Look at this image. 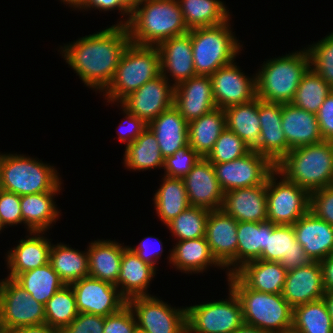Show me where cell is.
Here are the masks:
<instances>
[{"instance_id":"obj_1","label":"cell","mask_w":333,"mask_h":333,"mask_svg":"<svg viewBox=\"0 0 333 333\" xmlns=\"http://www.w3.org/2000/svg\"><path fill=\"white\" fill-rule=\"evenodd\" d=\"M131 43L126 25H112L60 46L62 57L89 89L103 92Z\"/></svg>"},{"instance_id":"obj_34","label":"cell","mask_w":333,"mask_h":333,"mask_svg":"<svg viewBox=\"0 0 333 333\" xmlns=\"http://www.w3.org/2000/svg\"><path fill=\"white\" fill-rule=\"evenodd\" d=\"M226 128L241 138L250 151L260 146V121L258 116V97L224 109Z\"/></svg>"},{"instance_id":"obj_47","label":"cell","mask_w":333,"mask_h":333,"mask_svg":"<svg viewBox=\"0 0 333 333\" xmlns=\"http://www.w3.org/2000/svg\"><path fill=\"white\" fill-rule=\"evenodd\" d=\"M250 149L244 141L227 128L219 135L206 159L212 163L230 162L245 156Z\"/></svg>"},{"instance_id":"obj_13","label":"cell","mask_w":333,"mask_h":333,"mask_svg":"<svg viewBox=\"0 0 333 333\" xmlns=\"http://www.w3.org/2000/svg\"><path fill=\"white\" fill-rule=\"evenodd\" d=\"M215 176L223 192L263 184L275 165L264 155L250 151L245 156L213 164Z\"/></svg>"},{"instance_id":"obj_46","label":"cell","mask_w":333,"mask_h":333,"mask_svg":"<svg viewBox=\"0 0 333 333\" xmlns=\"http://www.w3.org/2000/svg\"><path fill=\"white\" fill-rule=\"evenodd\" d=\"M307 50L310 67L333 88V31Z\"/></svg>"},{"instance_id":"obj_15","label":"cell","mask_w":333,"mask_h":333,"mask_svg":"<svg viewBox=\"0 0 333 333\" xmlns=\"http://www.w3.org/2000/svg\"><path fill=\"white\" fill-rule=\"evenodd\" d=\"M175 87L162 74L123 98L119 105L147 125L174 105Z\"/></svg>"},{"instance_id":"obj_48","label":"cell","mask_w":333,"mask_h":333,"mask_svg":"<svg viewBox=\"0 0 333 333\" xmlns=\"http://www.w3.org/2000/svg\"><path fill=\"white\" fill-rule=\"evenodd\" d=\"M200 159L201 156L188 144L164 159L163 176L183 179Z\"/></svg>"},{"instance_id":"obj_39","label":"cell","mask_w":333,"mask_h":333,"mask_svg":"<svg viewBox=\"0 0 333 333\" xmlns=\"http://www.w3.org/2000/svg\"><path fill=\"white\" fill-rule=\"evenodd\" d=\"M276 224L265 222H238L237 270L245 263L258 260L267 246V232Z\"/></svg>"},{"instance_id":"obj_53","label":"cell","mask_w":333,"mask_h":333,"mask_svg":"<svg viewBox=\"0 0 333 333\" xmlns=\"http://www.w3.org/2000/svg\"><path fill=\"white\" fill-rule=\"evenodd\" d=\"M120 109H122L123 115L125 114V121L119 125L121 128L117 127L119 136L118 139L127 146L129 143L135 141V139L148 127V125L134 114L128 112L122 106Z\"/></svg>"},{"instance_id":"obj_41","label":"cell","mask_w":333,"mask_h":333,"mask_svg":"<svg viewBox=\"0 0 333 333\" xmlns=\"http://www.w3.org/2000/svg\"><path fill=\"white\" fill-rule=\"evenodd\" d=\"M14 280L43 305L65 285L50 263L20 273Z\"/></svg>"},{"instance_id":"obj_40","label":"cell","mask_w":333,"mask_h":333,"mask_svg":"<svg viewBox=\"0 0 333 333\" xmlns=\"http://www.w3.org/2000/svg\"><path fill=\"white\" fill-rule=\"evenodd\" d=\"M185 25L189 30L226 22L230 12L220 0H178Z\"/></svg>"},{"instance_id":"obj_9","label":"cell","mask_w":333,"mask_h":333,"mask_svg":"<svg viewBox=\"0 0 333 333\" xmlns=\"http://www.w3.org/2000/svg\"><path fill=\"white\" fill-rule=\"evenodd\" d=\"M266 198L268 221L276 225H293L310 211V193L276 168L267 177Z\"/></svg>"},{"instance_id":"obj_6","label":"cell","mask_w":333,"mask_h":333,"mask_svg":"<svg viewBox=\"0 0 333 333\" xmlns=\"http://www.w3.org/2000/svg\"><path fill=\"white\" fill-rule=\"evenodd\" d=\"M56 168L24 154H4L1 159V189L19 196L62 189Z\"/></svg>"},{"instance_id":"obj_58","label":"cell","mask_w":333,"mask_h":333,"mask_svg":"<svg viewBox=\"0 0 333 333\" xmlns=\"http://www.w3.org/2000/svg\"><path fill=\"white\" fill-rule=\"evenodd\" d=\"M11 333H62L58 328L42 324L36 326H24L13 330Z\"/></svg>"},{"instance_id":"obj_35","label":"cell","mask_w":333,"mask_h":333,"mask_svg":"<svg viewBox=\"0 0 333 333\" xmlns=\"http://www.w3.org/2000/svg\"><path fill=\"white\" fill-rule=\"evenodd\" d=\"M225 128L226 115L224 109L215 108L188 123L189 146L202 158H206Z\"/></svg>"},{"instance_id":"obj_37","label":"cell","mask_w":333,"mask_h":333,"mask_svg":"<svg viewBox=\"0 0 333 333\" xmlns=\"http://www.w3.org/2000/svg\"><path fill=\"white\" fill-rule=\"evenodd\" d=\"M49 263L65 285L89 276L87 250L79 251L69 247V244H52Z\"/></svg>"},{"instance_id":"obj_2","label":"cell","mask_w":333,"mask_h":333,"mask_svg":"<svg viewBox=\"0 0 333 333\" xmlns=\"http://www.w3.org/2000/svg\"><path fill=\"white\" fill-rule=\"evenodd\" d=\"M126 26L131 43L139 46H157L189 32L178 0H144L136 5Z\"/></svg>"},{"instance_id":"obj_59","label":"cell","mask_w":333,"mask_h":333,"mask_svg":"<svg viewBox=\"0 0 333 333\" xmlns=\"http://www.w3.org/2000/svg\"><path fill=\"white\" fill-rule=\"evenodd\" d=\"M232 333H272L269 331H265L263 329L247 325L243 323L240 327H238L235 331Z\"/></svg>"},{"instance_id":"obj_24","label":"cell","mask_w":333,"mask_h":333,"mask_svg":"<svg viewBox=\"0 0 333 333\" xmlns=\"http://www.w3.org/2000/svg\"><path fill=\"white\" fill-rule=\"evenodd\" d=\"M267 180L258 186L224 192L221 209L238 222H265Z\"/></svg>"},{"instance_id":"obj_62","label":"cell","mask_w":333,"mask_h":333,"mask_svg":"<svg viewBox=\"0 0 333 333\" xmlns=\"http://www.w3.org/2000/svg\"><path fill=\"white\" fill-rule=\"evenodd\" d=\"M119 1L130 13H132L138 4L135 0H113Z\"/></svg>"},{"instance_id":"obj_49","label":"cell","mask_w":333,"mask_h":333,"mask_svg":"<svg viewBox=\"0 0 333 333\" xmlns=\"http://www.w3.org/2000/svg\"><path fill=\"white\" fill-rule=\"evenodd\" d=\"M103 333H138L134 313L128 304L104 317Z\"/></svg>"},{"instance_id":"obj_14","label":"cell","mask_w":333,"mask_h":333,"mask_svg":"<svg viewBox=\"0 0 333 333\" xmlns=\"http://www.w3.org/2000/svg\"><path fill=\"white\" fill-rule=\"evenodd\" d=\"M237 225L238 221L222 209L209 211L205 238L212 256L224 270L227 268L226 275L237 271Z\"/></svg>"},{"instance_id":"obj_65","label":"cell","mask_w":333,"mask_h":333,"mask_svg":"<svg viewBox=\"0 0 333 333\" xmlns=\"http://www.w3.org/2000/svg\"><path fill=\"white\" fill-rule=\"evenodd\" d=\"M3 228H5V227H4V225L2 224L1 219H0V231L3 230ZM0 233H1V232H0Z\"/></svg>"},{"instance_id":"obj_52","label":"cell","mask_w":333,"mask_h":333,"mask_svg":"<svg viewBox=\"0 0 333 333\" xmlns=\"http://www.w3.org/2000/svg\"><path fill=\"white\" fill-rule=\"evenodd\" d=\"M104 316L78 313L76 318L61 331L62 333H103Z\"/></svg>"},{"instance_id":"obj_12","label":"cell","mask_w":333,"mask_h":333,"mask_svg":"<svg viewBox=\"0 0 333 333\" xmlns=\"http://www.w3.org/2000/svg\"><path fill=\"white\" fill-rule=\"evenodd\" d=\"M127 304L138 333H187L186 307H172L155 295L134 297Z\"/></svg>"},{"instance_id":"obj_43","label":"cell","mask_w":333,"mask_h":333,"mask_svg":"<svg viewBox=\"0 0 333 333\" xmlns=\"http://www.w3.org/2000/svg\"><path fill=\"white\" fill-rule=\"evenodd\" d=\"M332 90L333 88L310 67L303 75L291 104L317 114Z\"/></svg>"},{"instance_id":"obj_29","label":"cell","mask_w":333,"mask_h":333,"mask_svg":"<svg viewBox=\"0 0 333 333\" xmlns=\"http://www.w3.org/2000/svg\"><path fill=\"white\" fill-rule=\"evenodd\" d=\"M148 128L155 134L164 159L189 144L188 122L174 105L153 119Z\"/></svg>"},{"instance_id":"obj_42","label":"cell","mask_w":333,"mask_h":333,"mask_svg":"<svg viewBox=\"0 0 333 333\" xmlns=\"http://www.w3.org/2000/svg\"><path fill=\"white\" fill-rule=\"evenodd\" d=\"M292 329L298 333H333L323 298L293 308Z\"/></svg>"},{"instance_id":"obj_3","label":"cell","mask_w":333,"mask_h":333,"mask_svg":"<svg viewBox=\"0 0 333 333\" xmlns=\"http://www.w3.org/2000/svg\"><path fill=\"white\" fill-rule=\"evenodd\" d=\"M290 182L312 193L333 185V141L290 150L275 166Z\"/></svg>"},{"instance_id":"obj_22","label":"cell","mask_w":333,"mask_h":333,"mask_svg":"<svg viewBox=\"0 0 333 333\" xmlns=\"http://www.w3.org/2000/svg\"><path fill=\"white\" fill-rule=\"evenodd\" d=\"M260 146L255 150L275 166L287 154V141L282 129V104L258 98Z\"/></svg>"},{"instance_id":"obj_21","label":"cell","mask_w":333,"mask_h":333,"mask_svg":"<svg viewBox=\"0 0 333 333\" xmlns=\"http://www.w3.org/2000/svg\"><path fill=\"white\" fill-rule=\"evenodd\" d=\"M325 294L322 265L318 261L287 271L282 296L292 308L322 299Z\"/></svg>"},{"instance_id":"obj_30","label":"cell","mask_w":333,"mask_h":333,"mask_svg":"<svg viewBox=\"0 0 333 333\" xmlns=\"http://www.w3.org/2000/svg\"><path fill=\"white\" fill-rule=\"evenodd\" d=\"M234 274L252 290L282 294L287 269L280 262L258 259L245 263Z\"/></svg>"},{"instance_id":"obj_63","label":"cell","mask_w":333,"mask_h":333,"mask_svg":"<svg viewBox=\"0 0 333 333\" xmlns=\"http://www.w3.org/2000/svg\"><path fill=\"white\" fill-rule=\"evenodd\" d=\"M1 159H2V154L0 153V190H1Z\"/></svg>"},{"instance_id":"obj_33","label":"cell","mask_w":333,"mask_h":333,"mask_svg":"<svg viewBox=\"0 0 333 333\" xmlns=\"http://www.w3.org/2000/svg\"><path fill=\"white\" fill-rule=\"evenodd\" d=\"M59 193L49 191L21 196L22 223L28 232H47L56 223L61 213L54 198Z\"/></svg>"},{"instance_id":"obj_17","label":"cell","mask_w":333,"mask_h":333,"mask_svg":"<svg viewBox=\"0 0 333 333\" xmlns=\"http://www.w3.org/2000/svg\"><path fill=\"white\" fill-rule=\"evenodd\" d=\"M232 63L220 67L212 75V89L217 108L225 109L232 105L243 104L257 97L256 74L251 77Z\"/></svg>"},{"instance_id":"obj_31","label":"cell","mask_w":333,"mask_h":333,"mask_svg":"<svg viewBox=\"0 0 333 333\" xmlns=\"http://www.w3.org/2000/svg\"><path fill=\"white\" fill-rule=\"evenodd\" d=\"M169 252V263L186 274L203 273L213 265L224 269L212 256L205 237L177 241Z\"/></svg>"},{"instance_id":"obj_38","label":"cell","mask_w":333,"mask_h":333,"mask_svg":"<svg viewBox=\"0 0 333 333\" xmlns=\"http://www.w3.org/2000/svg\"><path fill=\"white\" fill-rule=\"evenodd\" d=\"M152 199L156 214L164 225L190 206L182 178L162 177V184Z\"/></svg>"},{"instance_id":"obj_5","label":"cell","mask_w":333,"mask_h":333,"mask_svg":"<svg viewBox=\"0 0 333 333\" xmlns=\"http://www.w3.org/2000/svg\"><path fill=\"white\" fill-rule=\"evenodd\" d=\"M228 287L239 298L243 322L272 333L292 329L293 308L282 294L259 292L248 288L235 274L227 275Z\"/></svg>"},{"instance_id":"obj_8","label":"cell","mask_w":333,"mask_h":333,"mask_svg":"<svg viewBox=\"0 0 333 333\" xmlns=\"http://www.w3.org/2000/svg\"><path fill=\"white\" fill-rule=\"evenodd\" d=\"M230 19L219 25L189 30L196 75H212L236 60L243 50V45L232 32Z\"/></svg>"},{"instance_id":"obj_4","label":"cell","mask_w":333,"mask_h":333,"mask_svg":"<svg viewBox=\"0 0 333 333\" xmlns=\"http://www.w3.org/2000/svg\"><path fill=\"white\" fill-rule=\"evenodd\" d=\"M256 73V94L260 100L291 103L303 75L310 68L307 48L270 58Z\"/></svg>"},{"instance_id":"obj_25","label":"cell","mask_w":333,"mask_h":333,"mask_svg":"<svg viewBox=\"0 0 333 333\" xmlns=\"http://www.w3.org/2000/svg\"><path fill=\"white\" fill-rule=\"evenodd\" d=\"M44 233L46 232L30 231L29 235L25 236L26 239L19 240L14 248L7 251V278L15 279L20 273L49 263L52 241L44 237Z\"/></svg>"},{"instance_id":"obj_26","label":"cell","mask_w":333,"mask_h":333,"mask_svg":"<svg viewBox=\"0 0 333 333\" xmlns=\"http://www.w3.org/2000/svg\"><path fill=\"white\" fill-rule=\"evenodd\" d=\"M296 241L312 261L321 262L333 253V226L306 213L293 224Z\"/></svg>"},{"instance_id":"obj_50","label":"cell","mask_w":333,"mask_h":333,"mask_svg":"<svg viewBox=\"0 0 333 333\" xmlns=\"http://www.w3.org/2000/svg\"><path fill=\"white\" fill-rule=\"evenodd\" d=\"M310 212L333 226V185L310 193Z\"/></svg>"},{"instance_id":"obj_56","label":"cell","mask_w":333,"mask_h":333,"mask_svg":"<svg viewBox=\"0 0 333 333\" xmlns=\"http://www.w3.org/2000/svg\"><path fill=\"white\" fill-rule=\"evenodd\" d=\"M92 10V9H98L99 11H113V10H118L119 13H121L122 17L124 16L125 19L123 18V21L120 20L119 23L117 21V25H127L130 17H131V13L119 2V1H113V0H86L85 4L82 6V8L80 9L82 10ZM128 16V17H127ZM127 17V19H126Z\"/></svg>"},{"instance_id":"obj_28","label":"cell","mask_w":333,"mask_h":333,"mask_svg":"<svg viewBox=\"0 0 333 333\" xmlns=\"http://www.w3.org/2000/svg\"><path fill=\"white\" fill-rule=\"evenodd\" d=\"M282 129L287 141V153L295 148L323 141L316 114L282 104Z\"/></svg>"},{"instance_id":"obj_66","label":"cell","mask_w":333,"mask_h":333,"mask_svg":"<svg viewBox=\"0 0 333 333\" xmlns=\"http://www.w3.org/2000/svg\"><path fill=\"white\" fill-rule=\"evenodd\" d=\"M137 3H140V2H142V1H144V0H135Z\"/></svg>"},{"instance_id":"obj_16","label":"cell","mask_w":333,"mask_h":333,"mask_svg":"<svg viewBox=\"0 0 333 333\" xmlns=\"http://www.w3.org/2000/svg\"><path fill=\"white\" fill-rule=\"evenodd\" d=\"M76 297L78 313L108 316L118 312L127 304L118 288L107 281L82 278L70 284Z\"/></svg>"},{"instance_id":"obj_36","label":"cell","mask_w":333,"mask_h":333,"mask_svg":"<svg viewBox=\"0 0 333 333\" xmlns=\"http://www.w3.org/2000/svg\"><path fill=\"white\" fill-rule=\"evenodd\" d=\"M124 166L134 171H146L162 168L164 157L160 151L155 134L146 128L132 143H129L124 152Z\"/></svg>"},{"instance_id":"obj_19","label":"cell","mask_w":333,"mask_h":333,"mask_svg":"<svg viewBox=\"0 0 333 333\" xmlns=\"http://www.w3.org/2000/svg\"><path fill=\"white\" fill-rule=\"evenodd\" d=\"M174 106L189 123L216 107L209 75H196L175 87Z\"/></svg>"},{"instance_id":"obj_23","label":"cell","mask_w":333,"mask_h":333,"mask_svg":"<svg viewBox=\"0 0 333 333\" xmlns=\"http://www.w3.org/2000/svg\"><path fill=\"white\" fill-rule=\"evenodd\" d=\"M260 260L280 262L287 271L313 262L296 241L293 225H275L272 232H267V246Z\"/></svg>"},{"instance_id":"obj_54","label":"cell","mask_w":333,"mask_h":333,"mask_svg":"<svg viewBox=\"0 0 333 333\" xmlns=\"http://www.w3.org/2000/svg\"><path fill=\"white\" fill-rule=\"evenodd\" d=\"M149 238V239H148ZM151 239V240H150ZM156 242L151 245L150 241ZM156 248L154 249L153 246ZM163 242L159 240L158 238H155L153 236H147L143 238V240L138 244V246L131 247L128 246L134 253H136L144 262L154 266L156 269L157 261L161 257V254L163 253ZM152 247V248H151ZM154 249V250H153Z\"/></svg>"},{"instance_id":"obj_55","label":"cell","mask_w":333,"mask_h":333,"mask_svg":"<svg viewBox=\"0 0 333 333\" xmlns=\"http://www.w3.org/2000/svg\"><path fill=\"white\" fill-rule=\"evenodd\" d=\"M316 116L322 139L333 141V90L325 98Z\"/></svg>"},{"instance_id":"obj_60","label":"cell","mask_w":333,"mask_h":333,"mask_svg":"<svg viewBox=\"0 0 333 333\" xmlns=\"http://www.w3.org/2000/svg\"><path fill=\"white\" fill-rule=\"evenodd\" d=\"M323 300L327 306L328 313L330 315L331 323L333 326V291H325Z\"/></svg>"},{"instance_id":"obj_32","label":"cell","mask_w":333,"mask_h":333,"mask_svg":"<svg viewBox=\"0 0 333 333\" xmlns=\"http://www.w3.org/2000/svg\"><path fill=\"white\" fill-rule=\"evenodd\" d=\"M123 246L113 240H94L87 247L89 276L115 284L120 272Z\"/></svg>"},{"instance_id":"obj_11","label":"cell","mask_w":333,"mask_h":333,"mask_svg":"<svg viewBox=\"0 0 333 333\" xmlns=\"http://www.w3.org/2000/svg\"><path fill=\"white\" fill-rule=\"evenodd\" d=\"M45 324V305L36 301L14 279H0V333Z\"/></svg>"},{"instance_id":"obj_7","label":"cell","mask_w":333,"mask_h":333,"mask_svg":"<svg viewBox=\"0 0 333 333\" xmlns=\"http://www.w3.org/2000/svg\"><path fill=\"white\" fill-rule=\"evenodd\" d=\"M160 74V55L157 47L130 43L121 56L111 83L103 91V96L105 95L109 104H118L127 95Z\"/></svg>"},{"instance_id":"obj_45","label":"cell","mask_w":333,"mask_h":333,"mask_svg":"<svg viewBox=\"0 0 333 333\" xmlns=\"http://www.w3.org/2000/svg\"><path fill=\"white\" fill-rule=\"evenodd\" d=\"M209 209L189 206L166 226L177 241L205 237Z\"/></svg>"},{"instance_id":"obj_57","label":"cell","mask_w":333,"mask_h":333,"mask_svg":"<svg viewBox=\"0 0 333 333\" xmlns=\"http://www.w3.org/2000/svg\"><path fill=\"white\" fill-rule=\"evenodd\" d=\"M325 291H333V253L320 262Z\"/></svg>"},{"instance_id":"obj_10","label":"cell","mask_w":333,"mask_h":333,"mask_svg":"<svg viewBox=\"0 0 333 333\" xmlns=\"http://www.w3.org/2000/svg\"><path fill=\"white\" fill-rule=\"evenodd\" d=\"M228 288L225 300L186 306L187 333H232L244 323L239 298Z\"/></svg>"},{"instance_id":"obj_61","label":"cell","mask_w":333,"mask_h":333,"mask_svg":"<svg viewBox=\"0 0 333 333\" xmlns=\"http://www.w3.org/2000/svg\"><path fill=\"white\" fill-rule=\"evenodd\" d=\"M63 4L68 5L69 7H72L73 9L80 10L82 6L85 4L86 0H61Z\"/></svg>"},{"instance_id":"obj_64","label":"cell","mask_w":333,"mask_h":333,"mask_svg":"<svg viewBox=\"0 0 333 333\" xmlns=\"http://www.w3.org/2000/svg\"><path fill=\"white\" fill-rule=\"evenodd\" d=\"M284 333H298V332H296V331H294L293 329H291V330H288V331H286V332H284Z\"/></svg>"},{"instance_id":"obj_51","label":"cell","mask_w":333,"mask_h":333,"mask_svg":"<svg viewBox=\"0 0 333 333\" xmlns=\"http://www.w3.org/2000/svg\"><path fill=\"white\" fill-rule=\"evenodd\" d=\"M21 196L0 190V219L4 227L22 224Z\"/></svg>"},{"instance_id":"obj_27","label":"cell","mask_w":333,"mask_h":333,"mask_svg":"<svg viewBox=\"0 0 333 333\" xmlns=\"http://www.w3.org/2000/svg\"><path fill=\"white\" fill-rule=\"evenodd\" d=\"M156 271L154 266L144 262L127 247L123 251L120 272L114 285L126 301L134 297L151 296L147 289Z\"/></svg>"},{"instance_id":"obj_20","label":"cell","mask_w":333,"mask_h":333,"mask_svg":"<svg viewBox=\"0 0 333 333\" xmlns=\"http://www.w3.org/2000/svg\"><path fill=\"white\" fill-rule=\"evenodd\" d=\"M190 206L221 209L224 192L215 176L213 164L202 158L183 178Z\"/></svg>"},{"instance_id":"obj_44","label":"cell","mask_w":333,"mask_h":333,"mask_svg":"<svg viewBox=\"0 0 333 333\" xmlns=\"http://www.w3.org/2000/svg\"><path fill=\"white\" fill-rule=\"evenodd\" d=\"M78 315L76 297L70 285L59 289L45 305V324L62 330Z\"/></svg>"},{"instance_id":"obj_18","label":"cell","mask_w":333,"mask_h":333,"mask_svg":"<svg viewBox=\"0 0 333 333\" xmlns=\"http://www.w3.org/2000/svg\"><path fill=\"white\" fill-rule=\"evenodd\" d=\"M156 47L160 55V73L172 81L174 87L196 76L189 33L166 39Z\"/></svg>"}]
</instances>
